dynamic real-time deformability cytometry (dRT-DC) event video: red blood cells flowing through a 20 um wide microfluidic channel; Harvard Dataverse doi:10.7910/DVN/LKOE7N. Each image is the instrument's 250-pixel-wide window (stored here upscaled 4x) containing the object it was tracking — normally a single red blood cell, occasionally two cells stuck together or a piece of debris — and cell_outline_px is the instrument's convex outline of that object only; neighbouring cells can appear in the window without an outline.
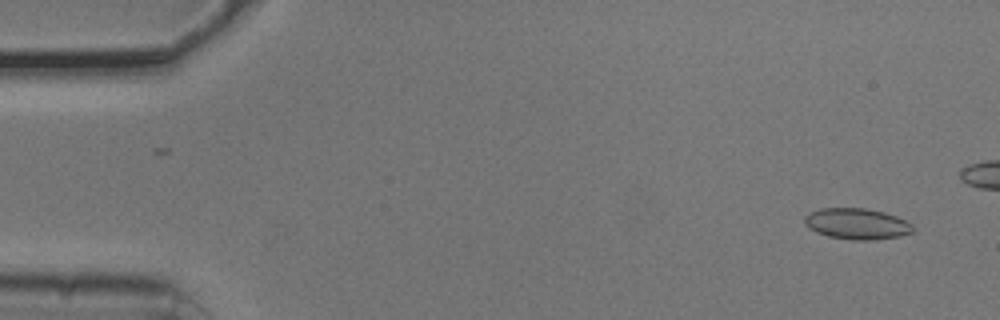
{"species": "common noctule bat (a hibernating species)", "species_latin": "Nyctalus noctula", "temperature_condition": "cold", "stored_images_in_passage": 2, "camera_frame_rate_fps": 3000, "um_per_image_px": 0.085, "animal": {"sex": "male", "body_mass_g": 20.5, "forearm_length_mm": 52.5}, "frame": {"image": 1, "passage_image": 2, "time_ms": 0.333, "image_size_px": [1000, 320], "cell_outline_px": [[912, 232], [900, 236], [872, 240], [852, 240], [828, 236], [816, 232], [808, 228], [804, 224], [804, 216], [808, 212], [820, 208], [864, 208], [884, 212], [896, 216], [912, 224]], "centroid_in_image_um": [72.78, 19.02], "position_along_channel_um": 12.2, "area_um2": 19.65}}